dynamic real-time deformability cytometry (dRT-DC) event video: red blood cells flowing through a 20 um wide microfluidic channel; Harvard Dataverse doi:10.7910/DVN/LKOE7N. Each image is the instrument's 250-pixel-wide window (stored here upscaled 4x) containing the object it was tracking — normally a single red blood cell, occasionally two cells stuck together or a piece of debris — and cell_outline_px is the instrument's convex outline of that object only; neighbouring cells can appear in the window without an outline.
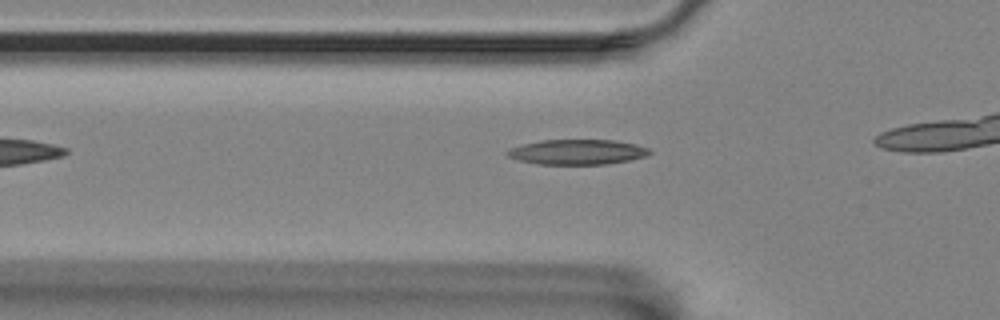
{"species": "Egyptian fruit bat (a non-hibernating species)", "species_latin": "Rousettus aegyptiacus", "temperature_condition": "room temperature", "stored_images_in_passage": 10, "camera_frame_rate_fps": 3000, "um_per_image_px": 0.085, "animal": {"sex": "female"}, "frame": {"image": 1, "passage_image": 4, "time_ms": 1.0, "image_size_px": [1000, 320], "cell_outline_px": [[652, 152], [644, 156], [628, 160], [604, 164], [536, 164], [520, 160], [508, 156], [504, 152], [508, 148], [540, 140], [612, 140], [636, 144], [648, 148]], "centroid_in_image_um": [49.03, 12.91], "position_along_channel_um": 76.8, "area_um2": 20.63}}
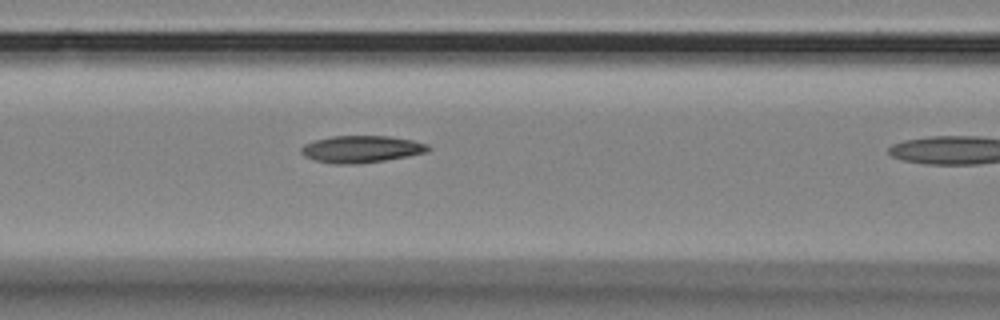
{"frame": {"image": 2, "passage_image": 9, "time_ms": 2.667, "image_size_px": [1000, 320], "cell_outline_px": [[432, 148], [428, 152], [408, 156], [384, 160], [356, 164], [336, 164], [312, 160], [304, 156], [300, 152], [300, 148], [304, 144], [316, 140], [332, 136], [388, 136], [412, 140], [428, 144]], "centroid_in_image_um": [30.71, 12.68], "position_along_channel_um": 135.9, "area_um2": 20.06}}